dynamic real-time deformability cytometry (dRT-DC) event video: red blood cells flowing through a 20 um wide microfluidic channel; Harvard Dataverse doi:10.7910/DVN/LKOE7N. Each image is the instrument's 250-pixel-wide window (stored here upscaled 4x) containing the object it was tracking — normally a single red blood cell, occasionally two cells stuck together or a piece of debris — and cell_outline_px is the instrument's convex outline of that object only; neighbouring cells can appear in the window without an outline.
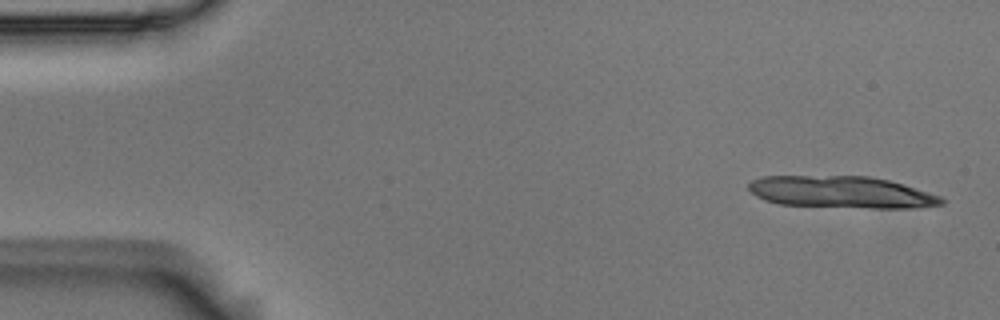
{"species": "Egyptian fruit bat (a non-hibernating species)", "species_latin": "Rousettus aegyptiacus", "temperature_condition": "room temperature", "stored_images_in_passage": 5, "camera_frame_rate_fps": 3000, "um_per_image_px": 0.085, "animal": {"sex": "male"}, "frame": {"image": 1, "passage_image": 1, "time_ms": 0.0, "image_size_px": [1000, 320], "cell_outline_px": [[948, 200], [944, 204], [908, 208], [872, 208], [780, 204], [764, 200], [756, 196], [748, 188], [748, 184], [752, 180], [764, 176], [868, 176], [888, 180], [904, 184], [940, 196]], "centroid_in_image_um": [71.54, 16.33], "position_along_channel_um": 13.5, "area_um2": 35.78}}
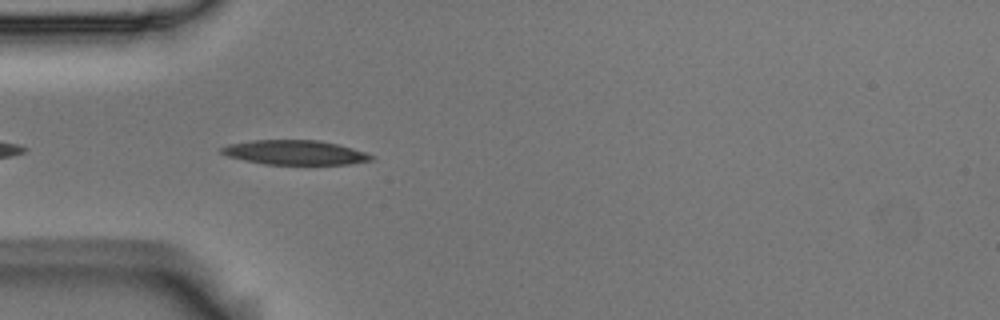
{"frame": {"image": 2, "passage_image": 5, "time_ms": 1.333, "image_size_px": [1000, 320], "cell_outline_px": [[376, 160], [348, 164], [264, 164], [244, 160], [228, 156], [220, 152], [220, 148], [228, 144], [252, 140], [320, 140], [352, 148], [376, 156]], "centroid_in_image_um": [25.09, 12.96], "position_along_channel_um": 59.9, "area_um2": 21.39}}